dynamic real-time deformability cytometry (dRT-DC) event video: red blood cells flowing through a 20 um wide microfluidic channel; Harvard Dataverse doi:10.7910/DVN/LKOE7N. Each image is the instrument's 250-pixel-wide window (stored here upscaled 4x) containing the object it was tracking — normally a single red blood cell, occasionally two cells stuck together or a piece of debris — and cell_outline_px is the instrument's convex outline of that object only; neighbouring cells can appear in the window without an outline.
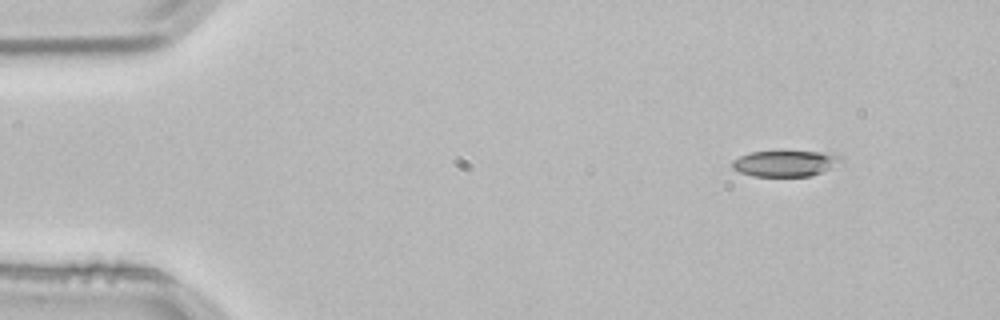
{"species": "common noctule bat (a hibernating species)", "species_latin": "Nyctalus noctula", "temperature_condition": "room temperature", "stored_images_in_passage": 5, "segment_of_instrument_passage": [2, 2], "camera_frame_rate_fps": 3000, "um_per_image_px": 0.085, "animal": {"sex": "male", "body_mass_g": 21.5, "forearm_length_mm": 52.0}, "frame": {"image": 1, "passage_image": 5, "time_ms": 1.333, "image_size_px": [1000, 320], "cell_outline_px": [[844, 164], [824, 172], [812, 176], [752, 176], [740, 172], [732, 168], [732, 160], [748, 152], [836, 152], [844, 160]], "centroid_in_image_um": [66.86, 13.89], "position_along_channel_um": 18.1, "area_um2": 16.88}}